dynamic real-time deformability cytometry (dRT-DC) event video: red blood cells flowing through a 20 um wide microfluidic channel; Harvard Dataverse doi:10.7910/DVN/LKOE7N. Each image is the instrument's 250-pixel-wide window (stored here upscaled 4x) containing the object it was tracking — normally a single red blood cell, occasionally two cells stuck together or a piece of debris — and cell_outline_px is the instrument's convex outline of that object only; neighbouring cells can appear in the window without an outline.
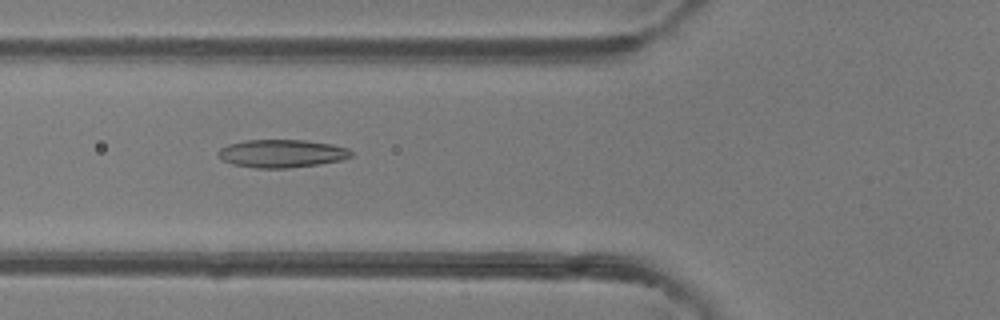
{"species": "common noctule bat (a hibernating species)", "species_latin": "Nyctalus noctula", "temperature_condition": "room temperature", "stored_images_in_passage": 27, "camera_frame_rate_fps": 3000, "um_per_image_px": 0.085, "animal": {"sex": "female"}, "frame": {"image": 1, "passage_image": 4, "time_ms": 1.0, "image_size_px": [1000, 320], "cell_outline_px": [[352, 156], [340, 160], [320, 164], [288, 168], [256, 168], [232, 164], [216, 156], [216, 152], [220, 148], [228, 144], [244, 140], [304, 140], [332, 144], [348, 148], [352, 152]], "centroid_in_image_um": [23.92, 13.04], "position_along_channel_um": 101.9, "area_um2": 21.79}}
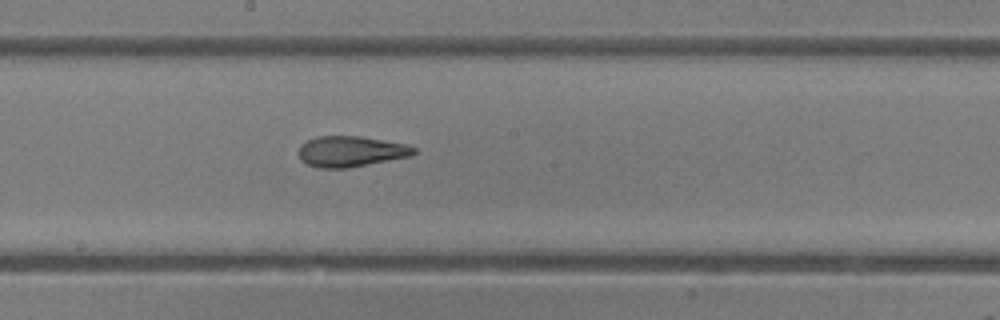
{"frame": {"image": 2, "passage_image": 12, "time_ms": 3.667, "image_size_px": [1000, 320], "cell_outline_px": [[416, 152], [412, 156], [348, 168], [316, 168], [300, 160], [300, 144], [316, 136], [360, 136], [404, 144], [416, 148]], "centroid_in_image_um": [29.81, 12.88], "position_along_channel_um": 218.4, "area_um2": 20.58}}
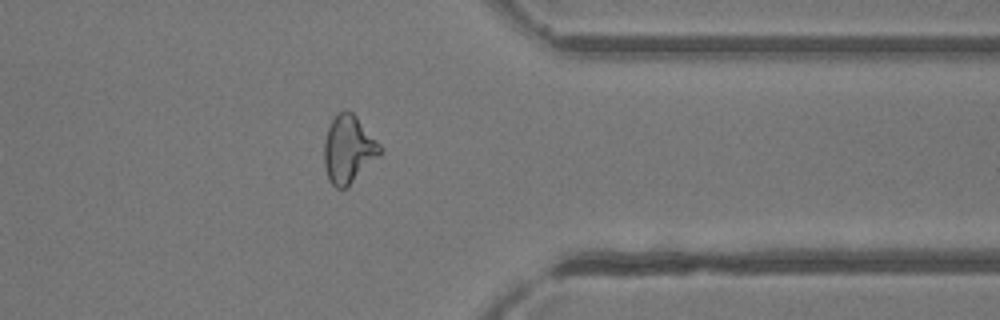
{"frame": {"image": 3, "passage_image": 24, "time_ms": 7.667, "image_size_px": [1000, 320], "cell_outline_px": [[384, 152], [348, 188], [336, 188], [328, 180], [324, 164], [324, 140], [328, 128], [332, 120], [340, 112], [352, 112], [356, 116], [380, 144]], "centroid_in_image_um": [29.64, 12.75], "position_along_channel_um": 381.8, "area_um2": 22.14}, "authors_computed_cell_mechanics": {"area_um2": 21.097, "velocity_mm_per_s": 4.3361, "shape_relaxation_time_tau1_ms": null, "shape_relaxation_time_tau2_ms": 1.6619, "deformation_change_tau1": null, "deformation_change_tau2": 0.0874}}